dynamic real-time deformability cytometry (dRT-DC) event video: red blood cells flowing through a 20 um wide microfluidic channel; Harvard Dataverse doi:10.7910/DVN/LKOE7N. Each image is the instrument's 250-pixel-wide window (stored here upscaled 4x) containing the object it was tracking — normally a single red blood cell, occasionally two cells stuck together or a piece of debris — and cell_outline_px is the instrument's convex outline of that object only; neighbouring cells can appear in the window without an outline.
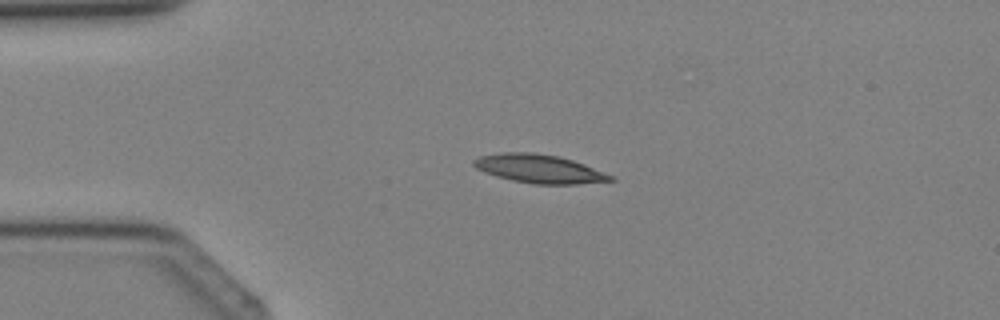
{"species": "Egyptian fruit bat (a non-hibernating species)", "species_latin": "Rousettus aegyptiacus", "temperature_condition": "cold", "stored_images_in_passage": 4, "camera_frame_rate_fps": 3000, "um_per_image_px": 0.085, "animal": {"sex": "female"}, "frame": {"image": 1, "passage_image": 3, "time_ms": 7.0, "image_size_px": [1000, 320], "cell_outline_px": [[616, 180], [576, 184], [532, 184], [512, 180], [496, 176], [484, 172], [476, 168], [472, 164], [472, 160], [480, 156], [500, 152], [532, 152], [560, 156], [584, 164], [616, 176]], "centroid_in_image_um": [45.84, 14.34], "position_along_channel_um": 39.2, "area_um2": 22.95}}